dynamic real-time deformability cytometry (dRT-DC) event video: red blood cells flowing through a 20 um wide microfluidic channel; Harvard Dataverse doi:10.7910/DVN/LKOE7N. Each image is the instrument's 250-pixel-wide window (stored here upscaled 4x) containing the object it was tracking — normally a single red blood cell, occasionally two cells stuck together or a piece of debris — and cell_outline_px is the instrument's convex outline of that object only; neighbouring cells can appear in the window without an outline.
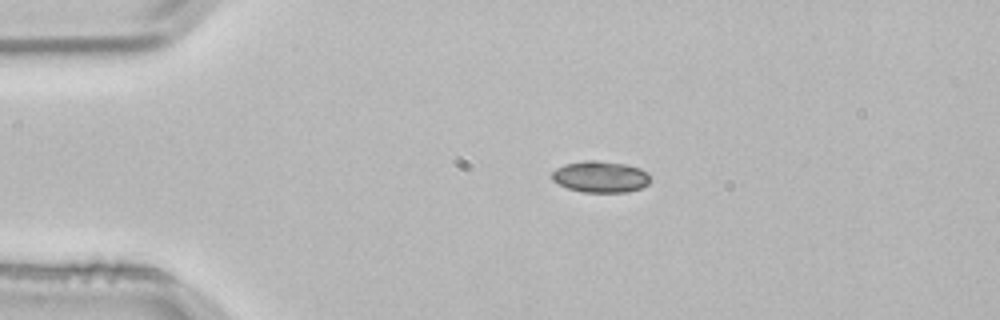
{"species": "common noctule bat (a hibernating species)", "species_latin": "Nyctalus noctula", "temperature_condition": "room temperature", "stored_images_in_passage": 3, "camera_frame_rate_fps": 3000, "um_per_image_px": 0.085, "animal": {"sex": "male", "body_mass_g": 21.5, "forearm_length_mm": 52.0}, "frame": {"image": 1, "passage_image": 1, "time_ms": 0.0, "image_size_px": [1000, 320], "cell_outline_px": [[648, 184], [640, 188], [628, 192], [584, 192], [568, 188], [552, 180], [552, 172], [556, 168], [564, 164], [584, 160], [596, 160], [628, 164], [640, 168], [648, 172]], "centroid_in_image_um": [51.03, 15.01], "position_along_channel_um": 34.0, "area_um2": 18.03}}
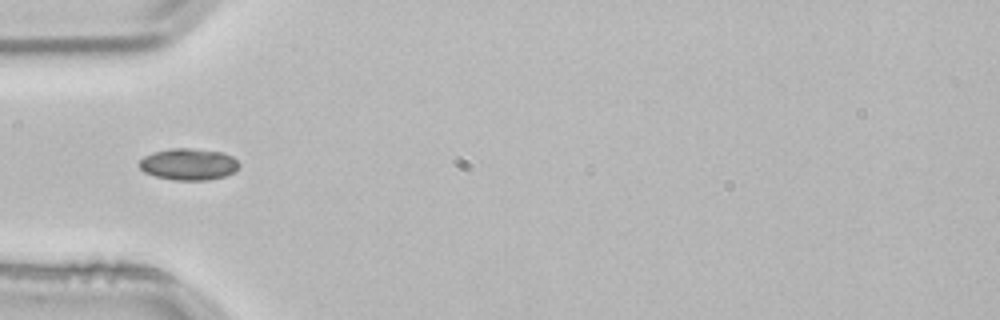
{"frame": {"image": 2, "passage_image": 2, "time_ms": 0.333, "image_size_px": [1000, 320], "cell_outline_px": [[240, 164], [232, 172], [224, 176], [208, 180], [172, 180], [156, 176], [144, 172], [136, 164], [144, 156], [152, 152], [172, 148], [188, 148], [220, 152], [232, 156]], "centroid_in_image_um": [15.97, 13.96], "position_along_channel_um": 69.0, "area_um2": 18.32}}